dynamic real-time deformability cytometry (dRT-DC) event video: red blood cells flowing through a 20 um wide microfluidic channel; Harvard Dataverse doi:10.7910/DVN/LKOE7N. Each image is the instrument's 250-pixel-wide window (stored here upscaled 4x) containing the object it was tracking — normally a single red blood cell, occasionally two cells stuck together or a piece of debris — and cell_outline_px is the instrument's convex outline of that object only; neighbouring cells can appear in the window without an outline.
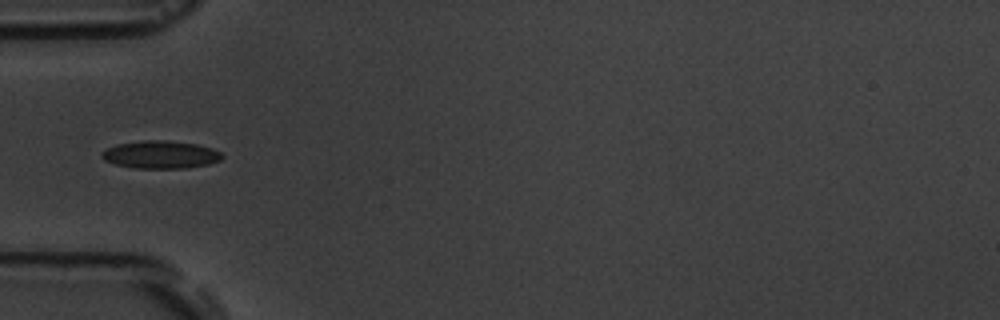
{"species": "common noctule bat (a hibernating species)", "species_latin": "Nyctalus noctula", "temperature_condition": "room temperature", "stored_images_in_passage": 8, "camera_frame_rate_fps": 3000, "um_per_image_px": 0.085, "animal": {"sex": "male", "body_mass_g": 19.5, "forearm_length_mm": 54.6}, "frame": {"image": 1, "passage_image": 4, "time_ms": 4.333, "image_size_px": [1000, 320], "cell_outline_px": [[224, 156], [220, 160], [208, 164], [188, 168], [136, 168], [116, 164], [104, 160], [100, 156], [100, 152], [116, 144], [144, 140], [164, 140], [196, 144], [212, 148], [220, 152]], "centroid_in_image_um": [13.64, 13.14], "position_along_channel_um": 71.4, "area_um2": 19.42}}
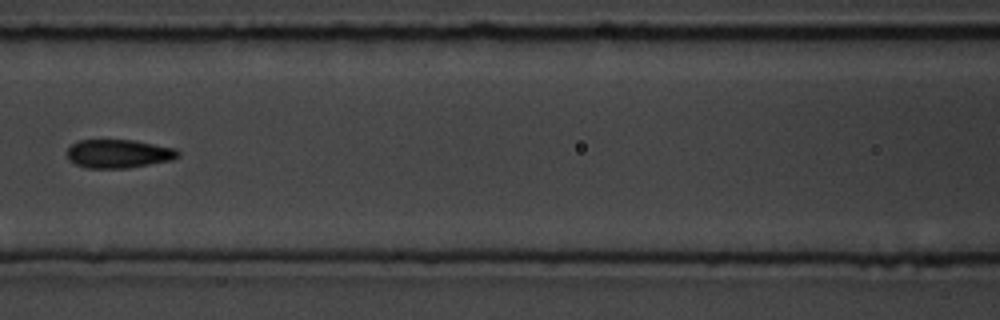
{"frame": {"image": 2, "passage_image": 6, "time_ms": 6.667, "image_size_px": [1000, 320], "cell_outline_px": [[180, 156], [172, 160], [128, 168], [88, 168], [76, 164], [68, 160], [68, 148], [72, 144], [80, 140], [132, 140], [176, 148], [180, 152]], "centroid_in_image_um": [10.1, 13.07], "position_along_channel_um": 156.5, "area_um2": 18.44}}
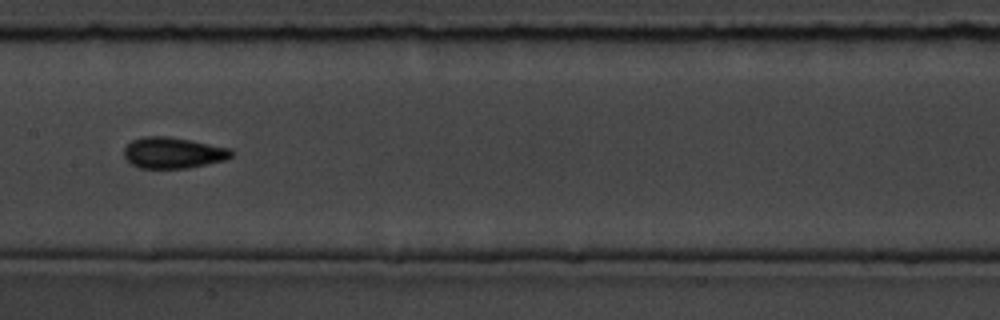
{"frame": {"image": 3, "passage_image": 7, "time_ms": 7.667, "image_size_px": [1000, 320], "cell_outline_px": [[232, 156], [224, 160], [188, 168], [140, 168], [132, 164], [124, 156], [124, 148], [132, 140], [144, 136], [168, 136], [232, 148]], "centroid_in_image_um": [14.71, 12.98], "position_along_channel_um": 192.7, "area_um2": 19.36}}